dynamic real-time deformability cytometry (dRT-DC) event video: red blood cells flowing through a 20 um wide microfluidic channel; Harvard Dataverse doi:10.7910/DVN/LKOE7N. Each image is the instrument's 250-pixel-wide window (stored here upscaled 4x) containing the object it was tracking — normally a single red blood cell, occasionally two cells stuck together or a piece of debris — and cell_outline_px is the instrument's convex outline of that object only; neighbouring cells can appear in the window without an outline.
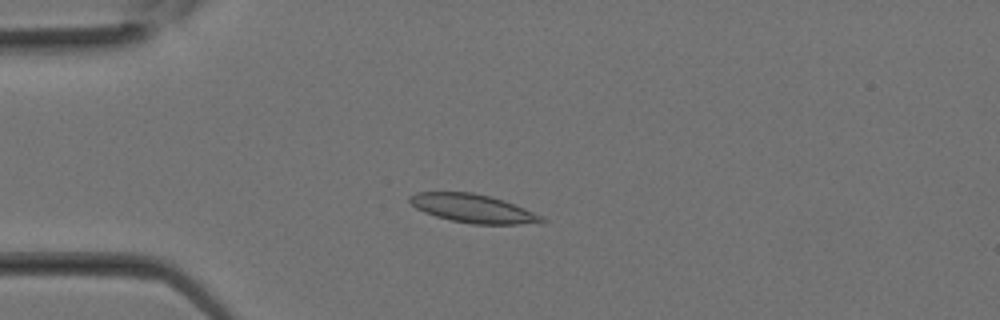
{"species": "Egyptian fruit bat (a non-hibernating species)", "species_latin": "Rousettus aegyptiacus", "temperature_condition": "room temperature", "stored_images_in_passage": 10, "camera_frame_rate_fps": 3000, "um_per_image_px": 0.085, "animal": {"sex": "female"}, "frame": {"image": 1, "passage_image": 7, "time_ms": 2.0, "image_size_px": [1000, 320], "cell_outline_px": [[548, 220], [540, 224], [472, 224], [452, 220], [436, 216], [424, 212], [416, 208], [408, 200], [408, 196], [416, 192], [472, 192], [504, 200], [544, 216]], "centroid_in_image_um": [40.25, 17.73], "position_along_channel_um": 44.7, "area_um2": 22.02}}
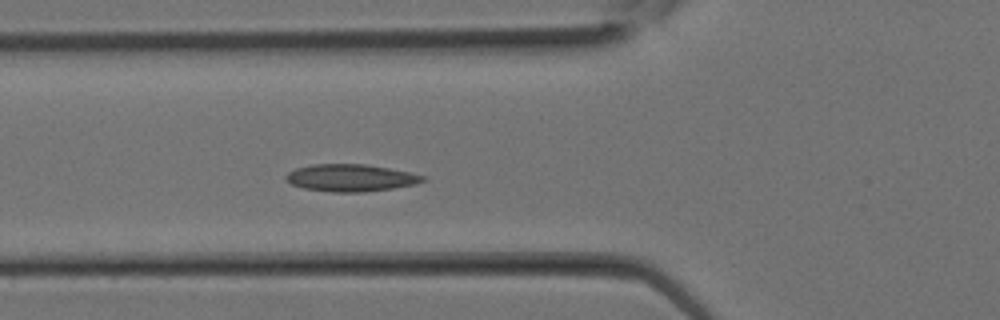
{"frame": {"image": 2, "passage_image": 10, "time_ms": 3.0, "image_size_px": [1000, 320], "cell_outline_px": [[424, 180], [416, 184], [392, 188], [364, 192], [332, 192], [304, 188], [292, 184], [284, 180], [284, 176], [288, 172], [296, 168], [312, 164], [364, 164], [388, 168], [408, 172], [424, 176]], "centroid_in_image_um": [29.75, 15.11], "position_along_channel_um": 96.0, "area_um2": 21.56}}